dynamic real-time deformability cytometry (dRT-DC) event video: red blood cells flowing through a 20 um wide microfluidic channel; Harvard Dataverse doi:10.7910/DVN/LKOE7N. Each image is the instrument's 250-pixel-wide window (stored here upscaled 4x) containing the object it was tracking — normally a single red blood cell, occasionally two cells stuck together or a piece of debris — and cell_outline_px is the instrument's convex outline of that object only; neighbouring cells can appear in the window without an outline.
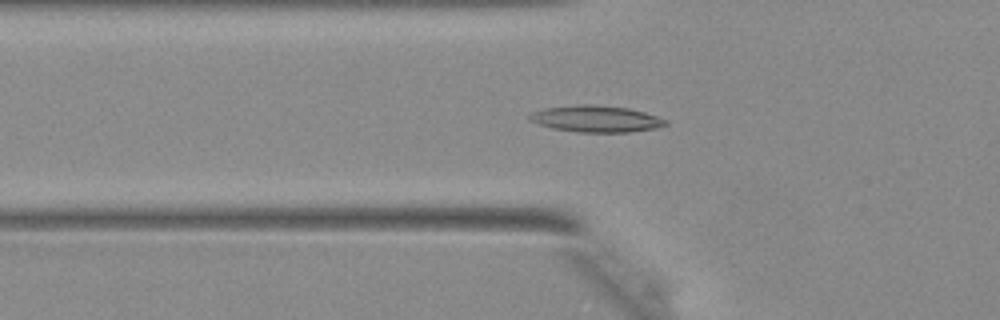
{"species": "Egyptian fruit bat (a non-hibernating species)", "species_latin": "Rousettus aegyptiacus", "temperature_condition": "warm", "stored_images_in_passage": 35, "camera_frame_rate_fps": 3000, "um_per_image_px": 0.085, "animal": {"sex": "female"}, "frame": {"image": 1, "passage_image": 7, "time_ms": 2.0, "image_size_px": [1000, 320], "cell_outline_px": [[668, 124], [656, 128], [628, 132], [580, 132], [552, 128], [540, 124], [532, 120], [528, 116], [532, 112], [544, 108], [580, 104], [588, 104], [628, 108], [644, 112], [668, 120]], "centroid_in_image_um": [50.69, 10.1], "position_along_channel_um": 75.1, "area_um2": 20.81}}
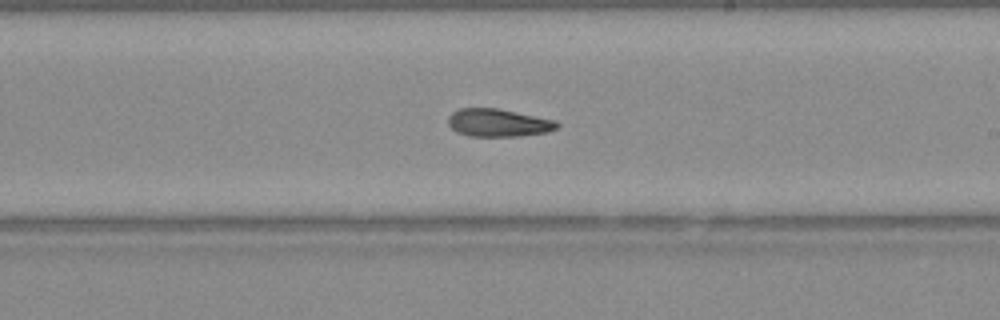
{"frame": {"image": 2, "passage_image": 18, "time_ms": 5.667, "image_size_px": [1000, 320], "cell_outline_px": [[560, 124], [556, 128], [548, 132], [516, 136], [472, 136], [456, 132], [448, 124], [448, 116], [452, 112], [460, 108], [496, 108], [556, 120]], "centroid_in_image_um": [42.34, 10.43], "position_along_channel_um": 246.7, "area_um2": 17.57}}
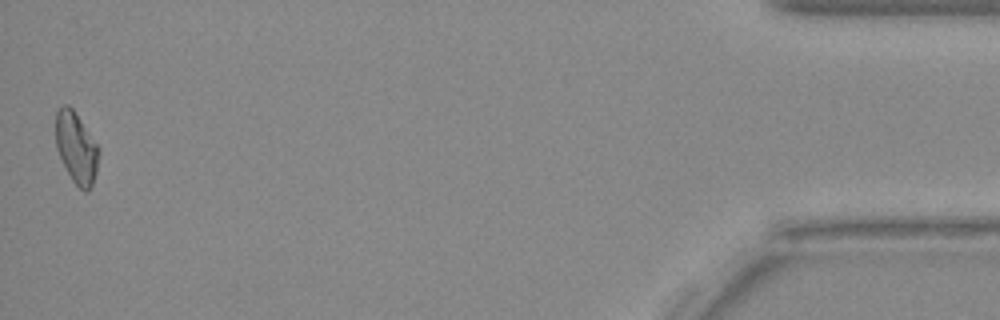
{"frame": {"image": 3, "passage_image": 35, "time_ms": 11.333, "image_size_px": [1000, 320], "cell_outline_px": [[100, 152], [96, 172], [92, 184], [88, 192], [84, 192], [72, 180], [56, 148], [56, 112], [64, 104], [68, 104], [72, 108], [100, 148]], "centroid_in_image_um": [6.5, 12.56], "position_along_channel_um": 428.7, "area_um2": 17.69}}